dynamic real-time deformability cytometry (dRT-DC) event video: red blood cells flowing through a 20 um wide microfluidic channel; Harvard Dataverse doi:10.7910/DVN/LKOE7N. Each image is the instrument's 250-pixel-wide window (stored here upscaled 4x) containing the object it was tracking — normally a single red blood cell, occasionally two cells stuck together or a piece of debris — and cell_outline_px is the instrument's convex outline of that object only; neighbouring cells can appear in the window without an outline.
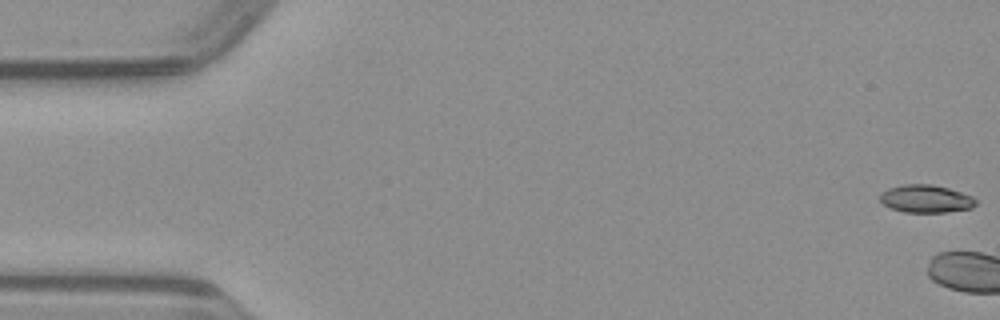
{"species": "common noctule bat (a hibernating species)", "species_latin": "Nyctalus noctula", "temperature_condition": "warm", "stored_images_in_passage": 4, "camera_frame_rate_fps": 3000, "um_per_image_px": 0.085, "animal": {"sex": "male", "body_mass_g": 23.1, "forearm_length_mm": 52.7}, "frame": {"image": 1, "passage_image": 1, "time_ms": 0.0, "image_size_px": [1000, 320], "cell_outline_px": [[976, 204], [972, 208], [944, 212], [904, 212], [892, 208], [884, 204], [880, 200], [880, 192], [888, 188], [904, 184], [932, 184], [948, 188], [972, 196], [976, 200]], "centroid_in_image_um": [78.69, 16.89], "position_along_channel_um": 6.3, "area_um2": 15.43}}